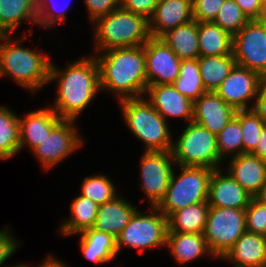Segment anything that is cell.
Returning a JSON list of instances; mask_svg holds the SVG:
<instances>
[{"instance_id": "6da1fadb", "label": "cell", "mask_w": 266, "mask_h": 267, "mask_svg": "<svg viewBox=\"0 0 266 267\" xmlns=\"http://www.w3.org/2000/svg\"><path fill=\"white\" fill-rule=\"evenodd\" d=\"M63 70L51 64L49 82L58 81L51 109L61 118L76 120L100 88L99 68L94 56L68 63Z\"/></svg>"}, {"instance_id": "7a4b0ae2", "label": "cell", "mask_w": 266, "mask_h": 267, "mask_svg": "<svg viewBox=\"0 0 266 267\" xmlns=\"http://www.w3.org/2000/svg\"><path fill=\"white\" fill-rule=\"evenodd\" d=\"M94 57L102 90L117 94L119 101L145 96L148 83L144 45L112 48Z\"/></svg>"}, {"instance_id": "3957f363", "label": "cell", "mask_w": 266, "mask_h": 267, "mask_svg": "<svg viewBox=\"0 0 266 267\" xmlns=\"http://www.w3.org/2000/svg\"><path fill=\"white\" fill-rule=\"evenodd\" d=\"M10 36L0 35V77L10 76L33 93L49 83L52 62L49 55L19 45L25 34L15 41Z\"/></svg>"}, {"instance_id": "277c9868", "label": "cell", "mask_w": 266, "mask_h": 267, "mask_svg": "<svg viewBox=\"0 0 266 267\" xmlns=\"http://www.w3.org/2000/svg\"><path fill=\"white\" fill-rule=\"evenodd\" d=\"M95 52L144 45L151 37L149 21L121 6L94 23Z\"/></svg>"}, {"instance_id": "5b68a950", "label": "cell", "mask_w": 266, "mask_h": 267, "mask_svg": "<svg viewBox=\"0 0 266 267\" xmlns=\"http://www.w3.org/2000/svg\"><path fill=\"white\" fill-rule=\"evenodd\" d=\"M119 102L125 123L144 142V151H171L173 137L169 125L145 96Z\"/></svg>"}, {"instance_id": "8992f818", "label": "cell", "mask_w": 266, "mask_h": 267, "mask_svg": "<svg viewBox=\"0 0 266 267\" xmlns=\"http://www.w3.org/2000/svg\"><path fill=\"white\" fill-rule=\"evenodd\" d=\"M176 176L173 170L166 195L156 206L167 218L175 211L194 204L207 202L213 169L207 167L181 166Z\"/></svg>"}, {"instance_id": "52a82bcc", "label": "cell", "mask_w": 266, "mask_h": 267, "mask_svg": "<svg viewBox=\"0 0 266 267\" xmlns=\"http://www.w3.org/2000/svg\"><path fill=\"white\" fill-rule=\"evenodd\" d=\"M171 154L176 165L219 169L217 137L205 127L191 121L179 138L172 142Z\"/></svg>"}, {"instance_id": "ba28073f", "label": "cell", "mask_w": 266, "mask_h": 267, "mask_svg": "<svg viewBox=\"0 0 266 267\" xmlns=\"http://www.w3.org/2000/svg\"><path fill=\"white\" fill-rule=\"evenodd\" d=\"M150 209L148 215L138 210L134 213L129 224L116 238L118 253L124 246L139 249L141 252L166 246L168 218L157 207Z\"/></svg>"}, {"instance_id": "9c48e42d", "label": "cell", "mask_w": 266, "mask_h": 267, "mask_svg": "<svg viewBox=\"0 0 266 267\" xmlns=\"http://www.w3.org/2000/svg\"><path fill=\"white\" fill-rule=\"evenodd\" d=\"M245 231V209L210 207L203 235L214 258H223Z\"/></svg>"}, {"instance_id": "30bf717a", "label": "cell", "mask_w": 266, "mask_h": 267, "mask_svg": "<svg viewBox=\"0 0 266 267\" xmlns=\"http://www.w3.org/2000/svg\"><path fill=\"white\" fill-rule=\"evenodd\" d=\"M171 151H144L140 160L142 190L151 207H156L166 195L173 173Z\"/></svg>"}, {"instance_id": "8fae6325", "label": "cell", "mask_w": 266, "mask_h": 267, "mask_svg": "<svg viewBox=\"0 0 266 267\" xmlns=\"http://www.w3.org/2000/svg\"><path fill=\"white\" fill-rule=\"evenodd\" d=\"M236 65L266 76V33L259 20H250L233 36Z\"/></svg>"}, {"instance_id": "7c38bea8", "label": "cell", "mask_w": 266, "mask_h": 267, "mask_svg": "<svg viewBox=\"0 0 266 267\" xmlns=\"http://www.w3.org/2000/svg\"><path fill=\"white\" fill-rule=\"evenodd\" d=\"M76 120L62 119L32 151L46 170L67 158L83 144Z\"/></svg>"}, {"instance_id": "4fadbf2b", "label": "cell", "mask_w": 266, "mask_h": 267, "mask_svg": "<svg viewBox=\"0 0 266 267\" xmlns=\"http://www.w3.org/2000/svg\"><path fill=\"white\" fill-rule=\"evenodd\" d=\"M261 79L259 73L235 65L215 92L236 110H251L252 105H248L255 100Z\"/></svg>"}, {"instance_id": "5bb4252c", "label": "cell", "mask_w": 266, "mask_h": 267, "mask_svg": "<svg viewBox=\"0 0 266 267\" xmlns=\"http://www.w3.org/2000/svg\"><path fill=\"white\" fill-rule=\"evenodd\" d=\"M148 85L172 84L179 76L181 60L161 39L150 37L144 44Z\"/></svg>"}, {"instance_id": "9a60e30c", "label": "cell", "mask_w": 266, "mask_h": 267, "mask_svg": "<svg viewBox=\"0 0 266 267\" xmlns=\"http://www.w3.org/2000/svg\"><path fill=\"white\" fill-rule=\"evenodd\" d=\"M226 174V175H225ZM214 169L209 182L207 203L210 207L246 209L253 198L227 172Z\"/></svg>"}, {"instance_id": "2e32d148", "label": "cell", "mask_w": 266, "mask_h": 267, "mask_svg": "<svg viewBox=\"0 0 266 267\" xmlns=\"http://www.w3.org/2000/svg\"><path fill=\"white\" fill-rule=\"evenodd\" d=\"M236 112L215 91H207L194 101L192 121L217 135L235 117Z\"/></svg>"}, {"instance_id": "e0dca14e", "label": "cell", "mask_w": 266, "mask_h": 267, "mask_svg": "<svg viewBox=\"0 0 266 267\" xmlns=\"http://www.w3.org/2000/svg\"><path fill=\"white\" fill-rule=\"evenodd\" d=\"M154 109L166 120L168 117L193 120L194 102L180 94L172 84L148 85L145 95Z\"/></svg>"}, {"instance_id": "ac0fdd59", "label": "cell", "mask_w": 266, "mask_h": 267, "mask_svg": "<svg viewBox=\"0 0 266 267\" xmlns=\"http://www.w3.org/2000/svg\"><path fill=\"white\" fill-rule=\"evenodd\" d=\"M192 0H160L149 21V33L160 38L168 30L193 20Z\"/></svg>"}, {"instance_id": "d6986e66", "label": "cell", "mask_w": 266, "mask_h": 267, "mask_svg": "<svg viewBox=\"0 0 266 267\" xmlns=\"http://www.w3.org/2000/svg\"><path fill=\"white\" fill-rule=\"evenodd\" d=\"M230 158L226 172L254 197L266 182V161L250 153Z\"/></svg>"}, {"instance_id": "ffe728a7", "label": "cell", "mask_w": 266, "mask_h": 267, "mask_svg": "<svg viewBox=\"0 0 266 267\" xmlns=\"http://www.w3.org/2000/svg\"><path fill=\"white\" fill-rule=\"evenodd\" d=\"M222 260L234 267H266V236L245 231Z\"/></svg>"}, {"instance_id": "44dd1931", "label": "cell", "mask_w": 266, "mask_h": 267, "mask_svg": "<svg viewBox=\"0 0 266 267\" xmlns=\"http://www.w3.org/2000/svg\"><path fill=\"white\" fill-rule=\"evenodd\" d=\"M62 119L49 107L19 117L20 150L25 145L33 150Z\"/></svg>"}, {"instance_id": "7402d4cb", "label": "cell", "mask_w": 266, "mask_h": 267, "mask_svg": "<svg viewBox=\"0 0 266 267\" xmlns=\"http://www.w3.org/2000/svg\"><path fill=\"white\" fill-rule=\"evenodd\" d=\"M137 210V207L122 199L121 196H116L99 205L93 229L117 238Z\"/></svg>"}, {"instance_id": "603a6c76", "label": "cell", "mask_w": 266, "mask_h": 267, "mask_svg": "<svg viewBox=\"0 0 266 267\" xmlns=\"http://www.w3.org/2000/svg\"><path fill=\"white\" fill-rule=\"evenodd\" d=\"M166 246L180 264L190 263L203 254L213 256L203 233L168 232Z\"/></svg>"}, {"instance_id": "cb8c5ba5", "label": "cell", "mask_w": 266, "mask_h": 267, "mask_svg": "<svg viewBox=\"0 0 266 267\" xmlns=\"http://www.w3.org/2000/svg\"><path fill=\"white\" fill-rule=\"evenodd\" d=\"M77 235L83 256L91 262L105 264L118 255L116 238L108 233L90 228Z\"/></svg>"}, {"instance_id": "d4e9b609", "label": "cell", "mask_w": 266, "mask_h": 267, "mask_svg": "<svg viewBox=\"0 0 266 267\" xmlns=\"http://www.w3.org/2000/svg\"><path fill=\"white\" fill-rule=\"evenodd\" d=\"M180 60L199 58L198 22L188 23L168 30L160 37Z\"/></svg>"}, {"instance_id": "484cf974", "label": "cell", "mask_w": 266, "mask_h": 267, "mask_svg": "<svg viewBox=\"0 0 266 267\" xmlns=\"http://www.w3.org/2000/svg\"><path fill=\"white\" fill-rule=\"evenodd\" d=\"M200 56L233 55V36L214 22H198Z\"/></svg>"}, {"instance_id": "4316f807", "label": "cell", "mask_w": 266, "mask_h": 267, "mask_svg": "<svg viewBox=\"0 0 266 267\" xmlns=\"http://www.w3.org/2000/svg\"><path fill=\"white\" fill-rule=\"evenodd\" d=\"M37 24V0H0V35H11L23 21Z\"/></svg>"}, {"instance_id": "83f0119b", "label": "cell", "mask_w": 266, "mask_h": 267, "mask_svg": "<svg viewBox=\"0 0 266 267\" xmlns=\"http://www.w3.org/2000/svg\"><path fill=\"white\" fill-rule=\"evenodd\" d=\"M99 205L88 197L77 196L71 203V217L65 220L59 232L65 236L77 235L82 231L93 228Z\"/></svg>"}, {"instance_id": "f1b7e54d", "label": "cell", "mask_w": 266, "mask_h": 267, "mask_svg": "<svg viewBox=\"0 0 266 267\" xmlns=\"http://www.w3.org/2000/svg\"><path fill=\"white\" fill-rule=\"evenodd\" d=\"M210 206L202 202L173 212L168 217V232L203 233Z\"/></svg>"}, {"instance_id": "f546056e", "label": "cell", "mask_w": 266, "mask_h": 267, "mask_svg": "<svg viewBox=\"0 0 266 267\" xmlns=\"http://www.w3.org/2000/svg\"><path fill=\"white\" fill-rule=\"evenodd\" d=\"M199 71L206 91H215L236 65L233 55L199 56Z\"/></svg>"}, {"instance_id": "4dcf8cb0", "label": "cell", "mask_w": 266, "mask_h": 267, "mask_svg": "<svg viewBox=\"0 0 266 267\" xmlns=\"http://www.w3.org/2000/svg\"><path fill=\"white\" fill-rule=\"evenodd\" d=\"M20 151L19 117L6 106H0V160H7Z\"/></svg>"}, {"instance_id": "1f68e13d", "label": "cell", "mask_w": 266, "mask_h": 267, "mask_svg": "<svg viewBox=\"0 0 266 267\" xmlns=\"http://www.w3.org/2000/svg\"><path fill=\"white\" fill-rule=\"evenodd\" d=\"M172 85L193 102L207 92L200 75L198 58L181 60L179 76Z\"/></svg>"}, {"instance_id": "d6a6232c", "label": "cell", "mask_w": 266, "mask_h": 267, "mask_svg": "<svg viewBox=\"0 0 266 267\" xmlns=\"http://www.w3.org/2000/svg\"><path fill=\"white\" fill-rule=\"evenodd\" d=\"M114 183L106 175L97 174L86 177L81 185V196L93 200L98 205L114 199L117 194Z\"/></svg>"}, {"instance_id": "836d02e7", "label": "cell", "mask_w": 266, "mask_h": 267, "mask_svg": "<svg viewBox=\"0 0 266 267\" xmlns=\"http://www.w3.org/2000/svg\"><path fill=\"white\" fill-rule=\"evenodd\" d=\"M217 137L219 156L224 160V156H237L243 154V134L240 122L234 117ZM233 153V154H232Z\"/></svg>"}, {"instance_id": "e575fe53", "label": "cell", "mask_w": 266, "mask_h": 267, "mask_svg": "<svg viewBox=\"0 0 266 267\" xmlns=\"http://www.w3.org/2000/svg\"><path fill=\"white\" fill-rule=\"evenodd\" d=\"M235 118L242 128L243 154L251 153L256 148L265 123L252 110H237Z\"/></svg>"}, {"instance_id": "d590c367", "label": "cell", "mask_w": 266, "mask_h": 267, "mask_svg": "<svg viewBox=\"0 0 266 267\" xmlns=\"http://www.w3.org/2000/svg\"><path fill=\"white\" fill-rule=\"evenodd\" d=\"M249 21L234 0H225L213 22L234 36Z\"/></svg>"}, {"instance_id": "8d00e7d4", "label": "cell", "mask_w": 266, "mask_h": 267, "mask_svg": "<svg viewBox=\"0 0 266 267\" xmlns=\"http://www.w3.org/2000/svg\"><path fill=\"white\" fill-rule=\"evenodd\" d=\"M59 1L64 6L61 7V3L59 4L54 0H37V24L49 29L50 26L53 27L58 22H65L70 2L65 0ZM63 1L65 2L63 3Z\"/></svg>"}, {"instance_id": "74e56055", "label": "cell", "mask_w": 266, "mask_h": 267, "mask_svg": "<svg viewBox=\"0 0 266 267\" xmlns=\"http://www.w3.org/2000/svg\"><path fill=\"white\" fill-rule=\"evenodd\" d=\"M246 231L266 236V205L254 197L245 209Z\"/></svg>"}, {"instance_id": "f35d334b", "label": "cell", "mask_w": 266, "mask_h": 267, "mask_svg": "<svg viewBox=\"0 0 266 267\" xmlns=\"http://www.w3.org/2000/svg\"><path fill=\"white\" fill-rule=\"evenodd\" d=\"M225 0H192L193 17L197 22L214 21Z\"/></svg>"}, {"instance_id": "ab89813d", "label": "cell", "mask_w": 266, "mask_h": 267, "mask_svg": "<svg viewBox=\"0 0 266 267\" xmlns=\"http://www.w3.org/2000/svg\"><path fill=\"white\" fill-rule=\"evenodd\" d=\"M91 22H95L120 7L121 0H84Z\"/></svg>"}, {"instance_id": "60d3db41", "label": "cell", "mask_w": 266, "mask_h": 267, "mask_svg": "<svg viewBox=\"0 0 266 267\" xmlns=\"http://www.w3.org/2000/svg\"><path fill=\"white\" fill-rule=\"evenodd\" d=\"M160 0H121V7L126 11L150 19Z\"/></svg>"}, {"instance_id": "b9f144b4", "label": "cell", "mask_w": 266, "mask_h": 267, "mask_svg": "<svg viewBox=\"0 0 266 267\" xmlns=\"http://www.w3.org/2000/svg\"><path fill=\"white\" fill-rule=\"evenodd\" d=\"M0 230V266L9 259L15 253L17 247L19 246L16 238L13 237L9 230Z\"/></svg>"}, {"instance_id": "7bdbcfd3", "label": "cell", "mask_w": 266, "mask_h": 267, "mask_svg": "<svg viewBox=\"0 0 266 267\" xmlns=\"http://www.w3.org/2000/svg\"><path fill=\"white\" fill-rule=\"evenodd\" d=\"M251 110L266 124V76H262Z\"/></svg>"}, {"instance_id": "ee69618b", "label": "cell", "mask_w": 266, "mask_h": 267, "mask_svg": "<svg viewBox=\"0 0 266 267\" xmlns=\"http://www.w3.org/2000/svg\"><path fill=\"white\" fill-rule=\"evenodd\" d=\"M249 20H259L263 10V0H234Z\"/></svg>"}, {"instance_id": "f6af8a7d", "label": "cell", "mask_w": 266, "mask_h": 267, "mask_svg": "<svg viewBox=\"0 0 266 267\" xmlns=\"http://www.w3.org/2000/svg\"><path fill=\"white\" fill-rule=\"evenodd\" d=\"M266 161V124L264 125L256 148L250 153Z\"/></svg>"}, {"instance_id": "bcb514c9", "label": "cell", "mask_w": 266, "mask_h": 267, "mask_svg": "<svg viewBox=\"0 0 266 267\" xmlns=\"http://www.w3.org/2000/svg\"><path fill=\"white\" fill-rule=\"evenodd\" d=\"M40 264L41 265H38L37 267H67L63 261L56 259V257L51 254L47 255V258H44L43 262Z\"/></svg>"}, {"instance_id": "7dc6e473", "label": "cell", "mask_w": 266, "mask_h": 267, "mask_svg": "<svg viewBox=\"0 0 266 267\" xmlns=\"http://www.w3.org/2000/svg\"><path fill=\"white\" fill-rule=\"evenodd\" d=\"M260 203L266 205V182L262 186L261 190L254 196Z\"/></svg>"}, {"instance_id": "c3c4849f", "label": "cell", "mask_w": 266, "mask_h": 267, "mask_svg": "<svg viewBox=\"0 0 266 267\" xmlns=\"http://www.w3.org/2000/svg\"><path fill=\"white\" fill-rule=\"evenodd\" d=\"M260 19H266V0L263 1V10Z\"/></svg>"}, {"instance_id": "681fc988", "label": "cell", "mask_w": 266, "mask_h": 267, "mask_svg": "<svg viewBox=\"0 0 266 267\" xmlns=\"http://www.w3.org/2000/svg\"><path fill=\"white\" fill-rule=\"evenodd\" d=\"M259 21L262 23L265 33H266V19H259Z\"/></svg>"}, {"instance_id": "f907efd6", "label": "cell", "mask_w": 266, "mask_h": 267, "mask_svg": "<svg viewBox=\"0 0 266 267\" xmlns=\"http://www.w3.org/2000/svg\"><path fill=\"white\" fill-rule=\"evenodd\" d=\"M8 267H29V265H27V264H19V265H17L16 264V266L13 265V266H8Z\"/></svg>"}]
</instances>
